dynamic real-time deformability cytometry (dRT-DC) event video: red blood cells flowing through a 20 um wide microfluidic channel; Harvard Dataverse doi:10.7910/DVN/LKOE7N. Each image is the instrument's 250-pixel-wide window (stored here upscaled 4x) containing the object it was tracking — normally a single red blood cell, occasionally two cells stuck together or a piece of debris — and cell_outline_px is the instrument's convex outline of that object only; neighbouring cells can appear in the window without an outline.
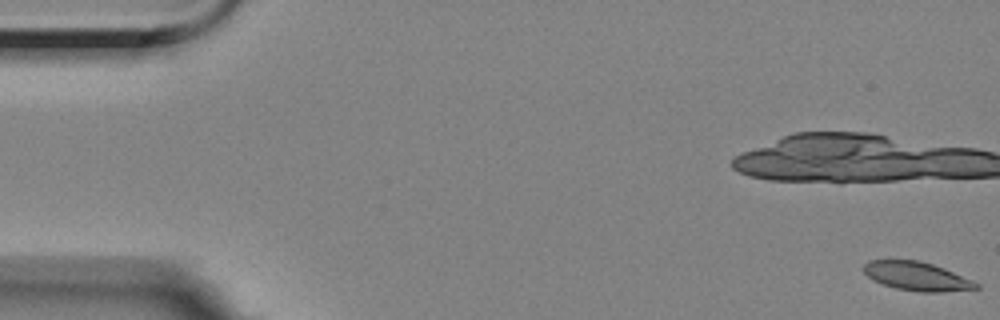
{"species": "Egyptian fruit bat (a non-hibernating species)", "species_latin": "Rousettus aegyptiacus", "temperature_condition": "room temperature", "stored_images_in_passage": 51, "camera_frame_rate_fps": 3000, "um_per_image_px": 0.085, "animal": {"sex": "female"}, "frame": {"image": 1, "passage_image": 1, "time_ms": 0.0, "image_size_px": [1000, 320], "cell_outline_px": [[980, 288], [940, 292], [920, 292], [896, 288], [872, 280], [864, 272], [864, 264], [868, 260], [916, 260], [932, 264], [944, 268], [972, 280], [980, 284]], "centroid_in_image_um": [77.93, 23.48], "position_along_channel_um": 7.1, "area_um2": 18.67}}